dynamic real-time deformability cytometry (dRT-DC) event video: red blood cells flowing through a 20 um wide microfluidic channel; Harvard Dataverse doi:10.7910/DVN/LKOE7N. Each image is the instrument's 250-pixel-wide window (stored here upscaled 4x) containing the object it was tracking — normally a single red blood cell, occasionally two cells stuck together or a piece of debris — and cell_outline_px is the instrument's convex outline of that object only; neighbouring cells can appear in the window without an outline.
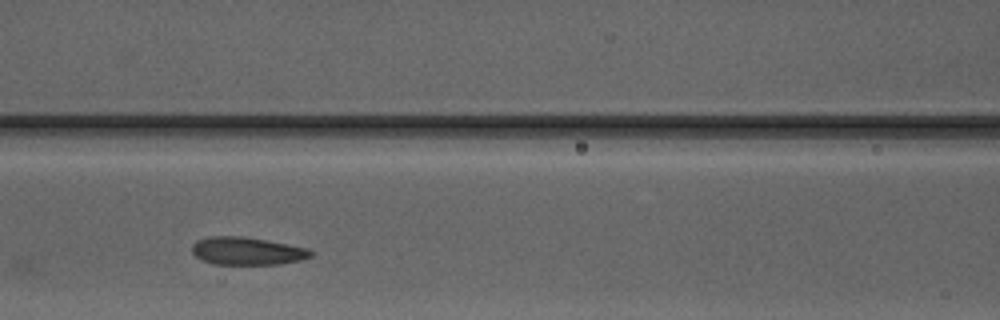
{"species": "Egyptian fruit bat (a non-hibernating species)", "species_latin": "Rousettus aegyptiacus", "temperature_condition": "warm", "stored_images_in_passage": 5, "camera_frame_rate_fps": 3000, "um_per_image_px": 0.085, "animal": {"sex": "male"}, "frame": {"image": 1, "passage_image": 3, "time_ms": 3.0, "image_size_px": [1000, 320], "cell_outline_px": [[316, 252], [312, 256], [300, 260], [280, 264], [212, 264], [196, 256], [192, 252], [192, 244], [196, 240], [208, 236], [240, 236], [288, 244], [308, 248]], "centroid_in_image_um": [21.01, 21.33], "position_along_channel_um": 145.6, "area_um2": 19.25}}
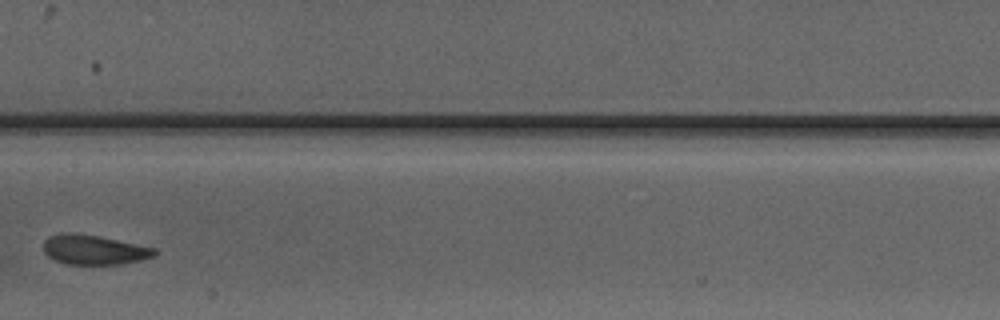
{"frame": {"image": 2, "passage_image": 4, "time_ms": 4.333, "image_size_px": [1000, 320], "cell_outline_px": [[160, 252], [156, 256], [140, 260], [120, 264], [64, 264], [48, 256], [44, 252], [44, 240], [48, 236], [64, 232], [72, 232], [100, 236], [156, 248]], "centroid_in_image_um": [8.01, 21.22], "position_along_channel_um": 199.4, "area_um2": 19.42}}
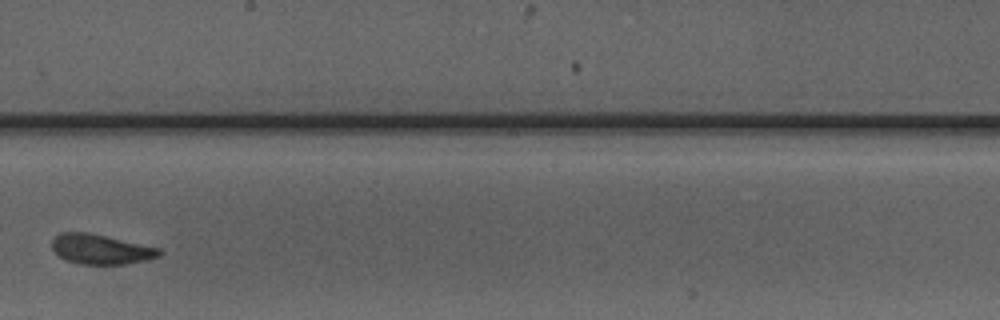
{"frame": {"image": 3, "passage_image": 5, "time_ms": 5.333, "image_size_px": [1000, 320], "cell_outline_px": [[164, 252], [160, 256], [144, 260], [124, 264], [80, 264], [68, 260], [60, 256], [52, 248], [52, 240], [60, 232], [88, 232], [160, 248]], "centroid_in_image_um": [8.58, 21.18], "position_along_channel_um": 239.6, "area_um2": 18.5}}